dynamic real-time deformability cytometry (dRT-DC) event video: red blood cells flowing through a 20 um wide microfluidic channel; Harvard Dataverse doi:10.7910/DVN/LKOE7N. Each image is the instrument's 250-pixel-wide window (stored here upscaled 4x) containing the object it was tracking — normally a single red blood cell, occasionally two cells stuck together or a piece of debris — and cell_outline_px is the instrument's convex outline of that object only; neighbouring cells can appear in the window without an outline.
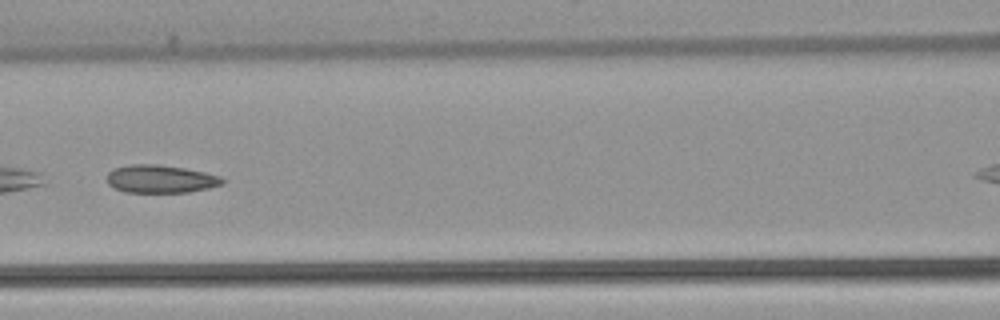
{"species": "common noctule bat (a hibernating species)", "species_latin": "Nyctalus noctula", "temperature_condition": "warm", "stored_images_in_passage": 34, "camera_frame_rate_fps": 3000, "um_per_image_px": 0.085, "animal": {"sex": "female", "body_mass_g": 22.7, "forearm_length_mm": 54.2}, "frame": {"image": 1, "passage_image": 10, "time_ms": 3.0, "image_size_px": [1000, 320], "cell_outline_px": [[224, 184], [208, 188], [188, 192], [124, 192], [108, 184], [108, 172], [116, 168], [128, 164], [160, 164], [184, 168], [204, 172], [220, 176], [224, 180]], "centroid_in_image_um": [13.66, 15.2], "position_along_channel_um": 152.9, "area_um2": 18.73}, "authors_computed_cell_mechanics": {"area_um2": 19.074, "velocity_mm_per_s": 3.8824, "shape_relaxation_time_tau1_ms": null, "shape_relaxation_time_tau2_ms": 3.8739, "deformation_change_tau1": null, "deformation_change_tau2": 0.1034}}